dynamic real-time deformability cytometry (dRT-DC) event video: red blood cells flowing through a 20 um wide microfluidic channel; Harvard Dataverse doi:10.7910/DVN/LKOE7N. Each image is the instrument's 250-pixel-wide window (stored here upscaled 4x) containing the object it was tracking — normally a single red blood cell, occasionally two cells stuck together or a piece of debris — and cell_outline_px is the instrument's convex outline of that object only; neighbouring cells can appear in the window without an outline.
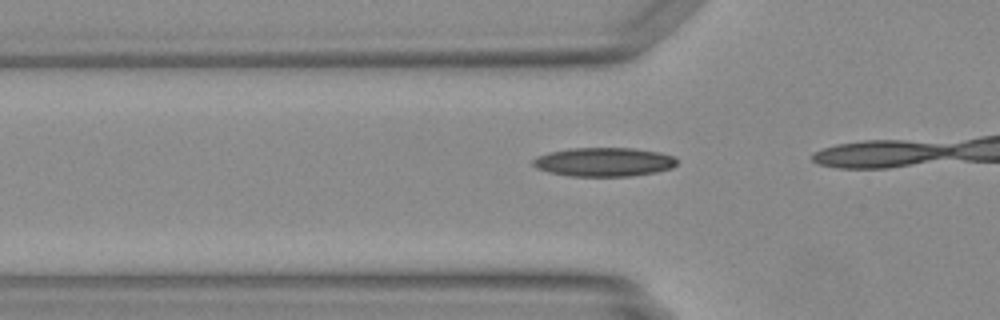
{"species": "Egyptian fruit bat (a non-hibernating species)", "species_latin": "Rousettus aegyptiacus", "temperature_condition": "warm", "stored_images_in_passage": 9, "camera_frame_rate_fps": 3000, "um_per_image_px": 0.085, "animal": {"sex": "female"}, "frame": {"image": 1, "passage_image": 7, "time_ms": 2.0, "image_size_px": [1000, 320], "cell_outline_px": [[676, 164], [672, 168], [656, 172], [632, 176], [568, 176], [548, 172], [536, 168], [532, 164], [532, 160], [536, 156], [548, 152], [568, 148], [632, 148], [660, 152], [676, 156]], "centroid_in_image_um": [51.31, 13.76], "position_along_channel_um": 74.5, "area_um2": 24.51}}